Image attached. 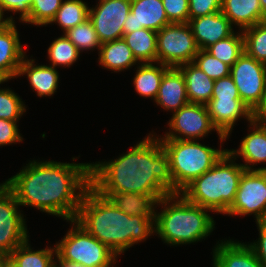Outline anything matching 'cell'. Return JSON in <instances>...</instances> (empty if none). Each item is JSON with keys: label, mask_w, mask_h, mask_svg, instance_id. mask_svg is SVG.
Here are the masks:
<instances>
[{"label": "cell", "mask_w": 266, "mask_h": 267, "mask_svg": "<svg viewBox=\"0 0 266 267\" xmlns=\"http://www.w3.org/2000/svg\"><path fill=\"white\" fill-rule=\"evenodd\" d=\"M6 180L20 206H30L61 217L75 219L81 200L91 186L90 163L30 161Z\"/></svg>", "instance_id": "6da1fadb"}, {"label": "cell", "mask_w": 266, "mask_h": 267, "mask_svg": "<svg viewBox=\"0 0 266 267\" xmlns=\"http://www.w3.org/2000/svg\"><path fill=\"white\" fill-rule=\"evenodd\" d=\"M158 137L148 134L118 158L90 163L91 187L99 194H175L169 158Z\"/></svg>", "instance_id": "7a4b0ae2"}, {"label": "cell", "mask_w": 266, "mask_h": 267, "mask_svg": "<svg viewBox=\"0 0 266 267\" xmlns=\"http://www.w3.org/2000/svg\"><path fill=\"white\" fill-rule=\"evenodd\" d=\"M74 220L117 256L155 233L151 218L129 216L91 186L84 193Z\"/></svg>", "instance_id": "3957f363"}, {"label": "cell", "mask_w": 266, "mask_h": 267, "mask_svg": "<svg viewBox=\"0 0 266 267\" xmlns=\"http://www.w3.org/2000/svg\"><path fill=\"white\" fill-rule=\"evenodd\" d=\"M163 208L156 212L155 233L170 245L191 244L208 237L215 221L208 209L194 205L181 194H171L159 201Z\"/></svg>", "instance_id": "277c9868"}, {"label": "cell", "mask_w": 266, "mask_h": 267, "mask_svg": "<svg viewBox=\"0 0 266 267\" xmlns=\"http://www.w3.org/2000/svg\"><path fill=\"white\" fill-rule=\"evenodd\" d=\"M235 160L237 158L226 151L212 168L194 179L180 194L194 205L227 214L245 171Z\"/></svg>", "instance_id": "5b68a950"}, {"label": "cell", "mask_w": 266, "mask_h": 267, "mask_svg": "<svg viewBox=\"0 0 266 267\" xmlns=\"http://www.w3.org/2000/svg\"><path fill=\"white\" fill-rule=\"evenodd\" d=\"M168 155L175 194L207 172L227 149H215L198 140L159 139Z\"/></svg>", "instance_id": "8992f818"}, {"label": "cell", "mask_w": 266, "mask_h": 267, "mask_svg": "<svg viewBox=\"0 0 266 267\" xmlns=\"http://www.w3.org/2000/svg\"><path fill=\"white\" fill-rule=\"evenodd\" d=\"M71 229L55 244L56 260L82 264L85 267H107L118 256L106 245L93 237L74 219Z\"/></svg>", "instance_id": "52a82bcc"}, {"label": "cell", "mask_w": 266, "mask_h": 267, "mask_svg": "<svg viewBox=\"0 0 266 267\" xmlns=\"http://www.w3.org/2000/svg\"><path fill=\"white\" fill-rule=\"evenodd\" d=\"M199 50L188 23H170L157 32V63L178 67L193 62Z\"/></svg>", "instance_id": "ba28073f"}, {"label": "cell", "mask_w": 266, "mask_h": 267, "mask_svg": "<svg viewBox=\"0 0 266 267\" xmlns=\"http://www.w3.org/2000/svg\"><path fill=\"white\" fill-rule=\"evenodd\" d=\"M230 76L241 100L254 113L264 99L266 89V65L245 52L230 67Z\"/></svg>", "instance_id": "9c48e42d"}, {"label": "cell", "mask_w": 266, "mask_h": 267, "mask_svg": "<svg viewBox=\"0 0 266 267\" xmlns=\"http://www.w3.org/2000/svg\"><path fill=\"white\" fill-rule=\"evenodd\" d=\"M168 125L169 132L158 139L199 140L211 131H216L221 144L227 140V137L220 134L212 124L206 105L196 103L184 105L173 112Z\"/></svg>", "instance_id": "30bf717a"}, {"label": "cell", "mask_w": 266, "mask_h": 267, "mask_svg": "<svg viewBox=\"0 0 266 267\" xmlns=\"http://www.w3.org/2000/svg\"><path fill=\"white\" fill-rule=\"evenodd\" d=\"M254 215L256 222L266 221V170H245L233 204L226 215Z\"/></svg>", "instance_id": "8fae6325"}, {"label": "cell", "mask_w": 266, "mask_h": 267, "mask_svg": "<svg viewBox=\"0 0 266 267\" xmlns=\"http://www.w3.org/2000/svg\"><path fill=\"white\" fill-rule=\"evenodd\" d=\"M18 207L20 205L6 181L0 184V256L7 257L29 237Z\"/></svg>", "instance_id": "7c38bea8"}, {"label": "cell", "mask_w": 266, "mask_h": 267, "mask_svg": "<svg viewBox=\"0 0 266 267\" xmlns=\"http://www.w3.org/2000/svg\"><path fill=\"white\" fill-rule=\"evenodd\" d=\"M131 11V0H99L89 8V19L102 43L123 38V25Z\"/></svg>", "instance_id": "4fadbf2b"}, {"label": "cell", "mask_w": 266, "mask_h": 267, "mask_svg": "<svg viewBox=\"0 0 266 267\" xmlns=\"http://www.w3.org/2000/svg\"><path fill=\"white\" fill-rule=\"evenodd\" d=\"M171 22L162 0H131V11L123 25V35L142 28L158 32Z\"/></svg>", "instance_id": "5bb4252c"}, {"label": "cell", "mask_w": 266, "mask_h": 267, "mask_svg": "<svg viewBox=\"0 0 266 267\" xmlns=\"http://www.w3.org/2000/svg\"><path fill=\"white\" fill-rule=\"evenodd\" d=\"M211 122L218 132L227 138L240 118L250 123L254 113L241 99H210L206 104Z\"/></svg>", "instance_id": "9a60e30c"}, {"label": "cell", "mask_w": 266, "mask_h": 267, "mask_svg": "<svg viewBox=\"0 0 266 267\" xmlns=\"http://www.w3.org/2000/svg\"><path fill=\"white\" fill-rule=\"evenodd\" d=\"M25 56L15 23L0 25V76L16 78Z\"/></svg>", "instance_id": "2e32d148"}, {"label": "cell", "mask_w": 266, "mask_h": 267, "mask_svg": "<svg viewBox=\"0 0 266 267\" xmlns=\"http://www.w3.org/2000/svg\"><path fill=\"white\" fill-rule=\"evenodd\" d=\"M249 125L252 130L242 139L239 148L227 151L234 157H242L245 170H266V167L253 168L257 163H266V122L253 119Z\"/></svg>", "instance_id": "e0dca14e"}, {"label": "cell", "mask_w": 266, "mask_h": 267, "mask_svg": "<svg viewBox=\"0 0 266 267\" xmlns=\"http://www.w3.org/2000/svg\"><path fill=\"white\" fill-rule=\"evenodd\" d=\"M188 24L199 49H206L219 40L228 38L234 33V26L220 11L203 17L190 19Z\"/></svg>", "instance_id": "ac0fdd59"}, {"label": "cell", "mask_w": 266, "mask_h": 267, "mask_svg": "<svg viewBox=\"0 0 266 267\" xmlns=\"http://www.w3.org/2000/svg\"><path fill=\"white\" fill-rule=\"evenodd\" d=\"M166 111L176 112L188 104L186 81L178 67H170L161 80L158 95L154 100Z\"/></svg>", "instance_id": "d6986e66"}, {"label": "cell", "mask_w": 266, "mask_h": 267, "mask_svg": "<svg viewBox=\"0 0 266 267\" xmlns=\"http://www.w3.org/2000/svg\"><path fill=\"white\" fill-rule=\"evenodd\" d=\"M213 249V267H263L252 249L232 239L218 241Z\"/></svg>", "instance_id": "ffe728a7"}, {"label": "cell", "mask_w": 266, "mask_h": 267, "mask_svg": "<svg viewBox=\"0 0 266 267\" xmlns=\"http://www.w3.org/2000/svg\"><path fill=\"white\" fill-rule=\"evenodd\" d=\"M109 198L121 211L129 216L148 217L155 222L156 205L161 198L171 194H143L122 192L115 194H100Z\"/></svg>", "instance_id": "44dd1931"}, {"label": "cell", "mask_w": 266, "mask_h": 267, "mask_svg": "<svg viewBox=\"0 0 266 267\" xmlns=\"http://www.w3.org/2000/svg\"><path fill=\"white\" fill-rule=\"evenodd\" d=\"M35 59L24 57L17 76L27 74V78L33 91L38 97L52 96L58 88L59 73L56 68L48 65H36Z\"/></svg>", "instance_id": "7402d4cb"}, {"label": "cell", "mask_w": 266, "mask_h": 267, "mask_svg": "<svg viewBox=\"0 0 266 267\" xmlns=\"http://www.w3.org/2000/svg\"><path fill=\"white\" fill-rule=\"evenodd\" d=\"M221 12L240 31L266 21L259 0H222Z\"/></svg>", "instance_id": "603a6c76"}, {"label": "cell", "mask_w": 266, "mask_h": 267, "mask_svg": "<svg viewBox=\"0 0 266 267\" xmlns=\"http://www.w3.org/2000/svg\"><path fill=\"white\" fill-rule=\"evenodd\" d=\"M178 68L185 77L189 103L206 105L212 98L215 80L193 62L179 65Z\"/></svg>", "instance_id": "cb8c5ba5"}, {"label": "cell", "mask_w": 266, "mask_h": 267, "mask_svg": "<svg viewBox=\"0 0 266 267\" xmlns=\"http://www.w3.org/2000/svg\"><path fill=\"white\" fill-rule=\"evenodd\" d=\"M98 54L99 64L116 73L139 64L123 38L102 43Z\"/></svg>", "instance_id": "d4e9b609"}, {"label": "cell", "mask_w": 266, "mask_h": 267, "mask_svg": "<svg viewBox=\"0 0 266 267\" xmlns=\"http://www.w3.org/2000/svg\"><path fill=\"white\" fill-rule=\"evenodd\" d=\"M159 67H158V66ZM139 63L133 84L138 95L156 99L164 73L170 68L167 65L157 63Z\"/></svg>", "instance_id": "484cf974"}, {"label": "cell", "mask_w": 266, "mask_h": 267, "mask_svg": "<svg viewBox=\"0 0 266 267\" xmlns=\"http://www.w3.org/2000/svg\"><path fill=\"white\" fill-rule=\"evenodd\" d=\"M123 40L131 49L139 63H157V32L142 28L123 35Z\"/></svg>", "instance_id": "4316f807"}, {"label": "cell", "mask_w": 266, "mask_h": 267, "mask_svg": "<svg viewBox=\"0 0 266 267\" xmlns=\"http://www.w3.org/2000/svg\"><path fill=\"white\" fill-rule=\"evenodd\" d=\"M56 247H46V249L32 250L27 239L20 246L16 247L7 258L15 267H54Z\"/></svg>", "instance_id": "83f0119b"}, {"label": "cell", "mask_w": 266, "mask_h": 267, "mask_svg": "<svg viewBox=\"0 0 266 267\" xmlns=\"http://www.w3.org/2000/svg\"><path fill=\"white\" fill-rule=\"evenodd\" d=\"M89 18V7L82 0H64L49 24L58 23L66 33Z\"/></svg>", "instance_id": "f1b7e54d"}, {"label": "cell", "mask_w": 266, "mask_h": 267, "mask_svg": "<svg viewBox=\"0 0 266 267\" xmlns=\"http://www.w3.org/2000/svg\"><path fill=\"white\" fill-rule=\"evenodd\" d=\"M208 53L226 63L230 67L244 53V39L242 31L233 33L226 39L219 40L205 49Z\"/></svg>", "instance_id": "f546056e"}, {"label": "cell", "mask_w": 266, "mask_h": 267, "mask_svg": "<svg viewBox=\"0 0 266 267\" xmlns=\"http://www.w3.org/2000/svg\"><path fill=\"white\" fill-rule=\"evenodd\" d=\"M244 52L266 65V21L242 31Z\"/></svg>", "instance_id": "4dcf8cb0"}, {"label": "cell", "mask_w": 266, "mask_h": 267, "mask_svg": "<svg viewBox=\"0 0 266 267\" xmlns=\"http://www.w3.org/2000/svg\"><path fill=\"white\" fill-rule=\"evenodd\" d=\"M48 59L54 68L57 66L70 67L79 58L80 52L75 45L62 35L53 40L48 47Z\"/></svg>", "instance_id": "1f68e13d"}, {"label": "cell", "mask_w": 266, "mask_h": 267, "mask_svg": "<svg viewBox=\"0 0 266 267\" xmlns=\"http://www.w3.org/2000/svg\"><path fill=\"white\" fill-rule=\"evenodd\" d=\"M64 35L77 47L80 53L81 51L94 50L95 48L99 51L101 47L94 25L89 18L69 29Z\"/></svg>", "instance_id": "d6a6232c"}, {"label": "cell", "mask_w": 266, "mask_h": 267, "mask_svg": "<svg viewBox=\"0 0 266 267\" xmlns=\"http://www.w3.org/2000/svg\"><path fill=\"white\" fill-rule=\"evenodd\" d=\"M63 0H34L30 8V17L24 22L43 26L48 25L61 7Z\"/></svg>", "instance_id": "836d02e7"}, {"label": "cell", "mask_w": 266, "mask_h": 267, "mask_svg": "<svg viewBox=\"0 0 266 267\" xmlns=\"http://www.w3.org/2000/svg\"><path fill=\"white\" fill-rule=\"evenodd\" d=\"M26 107L17 93L0 88V119L18 122Z\"/></svg>", "instance_id": "e575fe53"}, {"label": "cell", "mask_w": 266, "mask_h": 267, "mask_svg": "<svg viewBox=\"0 0 266 267\" xmlns=\"http://www.w3.org/2000/svg\"><path fill=\"white\" fill-rule=\"evenodd\" d=\"M193 63L213 80L230 75V66L223 63L205 49H200L194 57Z\"/></svg>", "instance_id": "d590c367"}, {"label": "cell", "mask_w": 266, "mask_h": 267, "mask_svg": "<svg viewBox=\"0 0 266 267\" xmlns=\"http://www.w3.org/2000/svg\"><path fill=\"white\" fill-rule=\"evenodd\" d=\"M162 2L171 23L189 22V0H162Z\"/></svg>", "instance_id": "8d00e7d4"}, {"label": "cell", "mask_w": 266, "mask_h": 267, "mask_svg": "<svg viewBox=\"0 0 266 267\" xmlns=\"http://www.w3.org/2000/svg\"><path fill=\"white\" fill-rule=\"evenodd\" d=\"M222 0H189V20L221 11Z\"/></svg>", "instance_id": "74e56055"}, {"label": "cell", "mask_w": 266, "mask_h": 267, "mask_svg": "<svg viewBox=\"0 0 266 267\" xmlns=\"http://www.w3.org/2000/svg\"><path fill=\"white\" fill-rule=\"evenodd\" d=\"M211 99H241L230 75L215 80Z\"/></svg>", "instance_id": "f35d334b"}, {"label": "cell", "mask_w": 266, "mask_h": 267, "mask_svg": "<svg viewBox=\"0 0 266 267\" xmlns=\"http://www.w3.org/2000/svg\"><path fill=\"white\" fill-rule=\"evenodd\" d=\"M34 0H0V11L4 16L5 11L19 13V21L25 22L30 17V8Z\"/></svg>", "instance_id": "ab89813d"}, {"label": "cell", "mask_w": 266, "mask_h": 267, "mask_svg": "<svg viewBox=\"0 0 266 267\" xmlns=\"http://www.w3.org/2000/svg\"><path fill=\"white\" fill-rule=\"evenodd\" d=\"M22 141L23 137H21L17 122L0 119V146L15 144Z\"/></svg>", "instance_id": "60d3db41"}, {"label": "cell", "mask_w": 266, "mask_h": 267, "mask_svg": "<svg viewBox=\"0 0 266 267\" xmlns=\"http://www.w3.org/2000/svg\"><path fill=\"white\" fill-rule=\"evenodd\" d=\"M259 238L256 242H251L248 246L252 249L258 261L266 267V221L256 222Z\"/></svg>", "instance_id": "b9f144b4"}, {"label": "cell", "mask_w": 266, "mask_h": 267, "mask_svg": "<svg viewBox=\"0 0 266 267\" xmlns=\"http://www.w3.org/2000/svg\"><path fill=\"white\" fill-rule=\"evenodd\" d=\"M254 119L266 122V89L263 102L261 103L260 107L254 112Z\"/></svg>", "instance_id": "7bdbcfd3"}, {"label": "cell", "mask_w": 266, "mask_h": 267, "mask_svg": "<svg viewBox=\"0 0 266 267\" xmlns=\"http://www.w3.org/2000/svg\"><path fill=\"white\" fill-rule=\"evenodd\" d=\"M54 267H85V266L82 265V264L69 263V262H66V261H57L55 259V265H54Z\"/></svg>", "instance_id": "ee69618b"}, {"label": "cell", "mask_w": 266, "mask_h": 267, "mask_svg": "<svg viewBox=\"0 0 266 267\" xmlns=\"http://www.w3.org/2000/svg\"><path fill=\"white\" fill-rule=\"evenodd\" d=\"M0 267H15V266L7 257L0 256Z\"/></svg>", "instance_id": "f6af8a7d"}, {"label": "cell", "mask_w": 266, "mask_h": 267, "mask_svg": "<svg viewBox=\"0 0 266 267\" xmlns=\"http://www.w3.org/2000/svg\"><path fill=\"white\" fill-rule=\"evenodd\" d=\"M5 23H15V20H14L12 15H10V17H7L4 19L3 15L0 11V25L5 24Z\"/></svg>", "instance_id": "bcb514c9"}, {"label": "cell", "mask_w": 266, "mask_h": 267, "mask_svg": "<svg viewBox=\"0 0 266 267\" xmlns=\"http://www.w3.org/2000/svg\"><path fill=\"white\" fill-rule=\"evenodd\" d=\"M263 14L266 16V0H259Z\"/></svg>", "instance_id": "7dc6e473"}, {"label": "cell", "mask_w": 266, "mask_h": 267, "mask_svg": "<svg viewBox=\"0 0 266 267\" xmlns=\"http://www.w3.org/2000/svg\"><path fill=\"white\" fill-rule=\"evenodd\" d=\"M4 82H7V80H4V79L0 76V84H1V83H4Z\"/></svg>", "instance_id": "c3c4849f"}, {"label": "cell", "mask_w": 266, "mask_h": 267, "mask_svg": "<svg viewBox=\"0 0 266 267\" xmlns=\"http://www.w3.org/2000/svg\"><path fill=\"white\" fill-rule=\"evenodd\" d=\"M117 261L115 260L111 265H109V266H107V267H114L115 265H113V264H115Z\"/></svg>", "instance_id": "681fc988"}]
</instances>
